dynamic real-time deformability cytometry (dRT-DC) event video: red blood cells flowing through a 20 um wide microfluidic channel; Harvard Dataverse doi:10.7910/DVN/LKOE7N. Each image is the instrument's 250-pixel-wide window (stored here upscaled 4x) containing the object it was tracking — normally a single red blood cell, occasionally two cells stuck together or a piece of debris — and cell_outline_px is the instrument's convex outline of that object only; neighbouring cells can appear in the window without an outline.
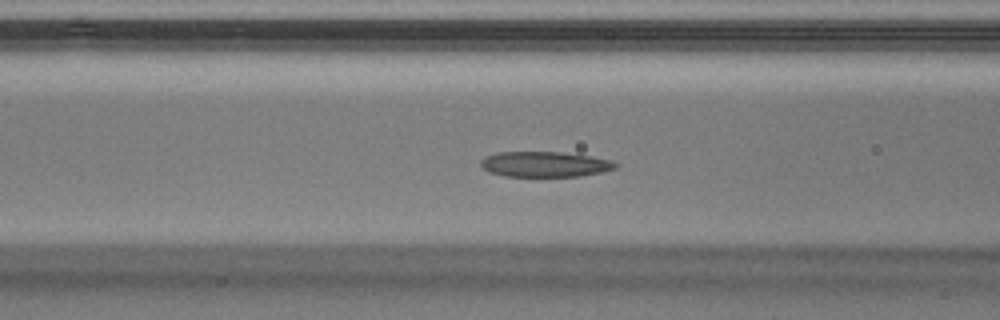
{"species": "Egyptian fruit bat (a non-hibernating species)", "species_latin": "Rousettus aegyptiacus", "temperature_condition": "warm", "stored_images_in_passage": 39, "camera_frame_rate_fps": 3000, "um_per_image_px": 0.085, "animal": {"sex": "male"}, "frame": {"image": 1, "passage_image": 8, "time_ms": 2.333, "image_size_px": [1000, 320], "cell_outline_px": [[620, 164], [616, 168], [604, 172], [580, 176], [504, 176], [488, 172], [480, 164], [480, 160], [484, 156], [496, 152], [560, 152], [592, 156], [612, 160]], "centroid_in_image_um": [46.33, 13.96], "position_along_channel_um": 120.3, "area_um2": 20.17}}
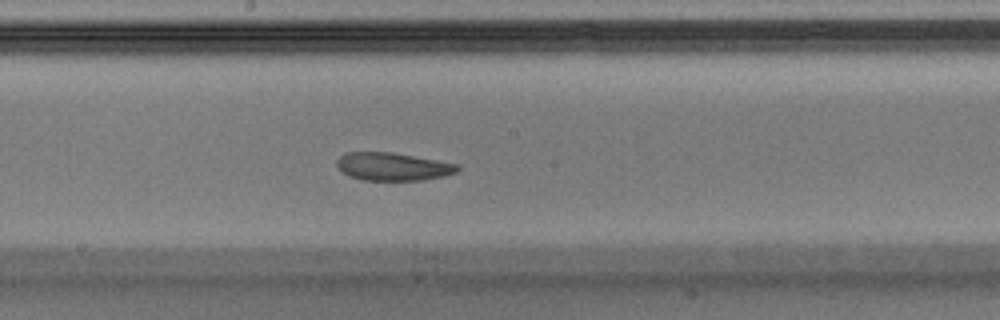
{"frame": {"image": 2, "passage_image": 15, "time_ms": 4.667, "image_size_px": [1000, 320], "cell_outline_px": [[460, 168], [456, 172], [444, 176], [424, 180], [364, 180], [348, 176], [336, 164], [336, 160], [344, 152], [392, 152], [456, 164]], "centroid_in_image_um": [33.36, 14.16], "position_along_channel_um": 214.8, "area_um2": 19.48}}
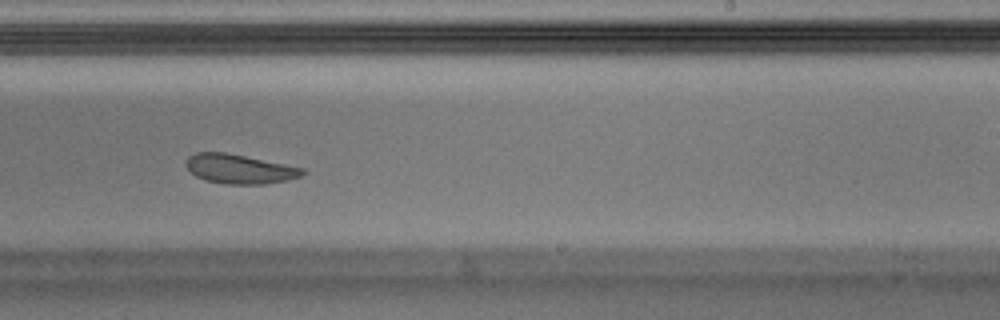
{"frame": {"image": 3, "passage_image": 19, "time_ms": 6.0, "image_size_px": [1000, 320], "cell_outline_px": [[308, 172], [300, 176], [288, 180], [264, 184], [224, 184], [204, 180], [196, 176], [188, 168], [188, 156], [196, 152], [224, 152], [304, 168]], "centroid_in_image_um": [20.39, 14.37], "position_along_channel_um": 268.6, "area_um2": 19.71}, "authors_computed_cell_mechanics": {"area_um2": 21.3282, "velocity_mm_per_s": 4.0484, "shape_relaxation_time_tau1_ms": null, "shape_relaxation_time_tau2_ms": 8.6531, "deformation_change_tau1": null, "deformation_change_tau2": 0.1776}}